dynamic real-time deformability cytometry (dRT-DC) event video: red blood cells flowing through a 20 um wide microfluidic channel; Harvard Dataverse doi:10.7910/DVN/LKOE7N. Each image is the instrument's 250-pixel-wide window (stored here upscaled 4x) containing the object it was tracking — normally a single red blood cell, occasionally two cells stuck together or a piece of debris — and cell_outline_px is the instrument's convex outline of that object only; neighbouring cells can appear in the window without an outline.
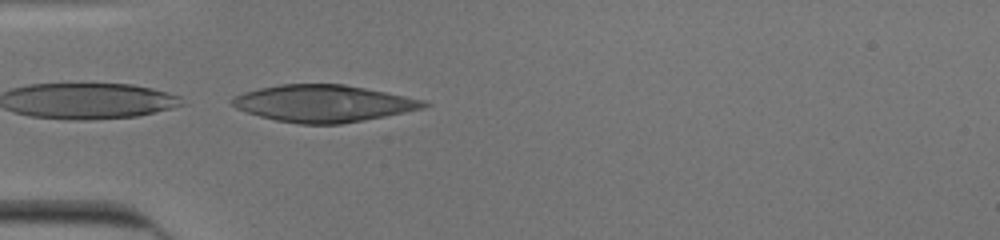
{"species": "human", "species_latin": "Homo sapiens", "temperature_condition": "cold", "stored_images_in_passage": 3, "camera_frame_rate_fps": 3000, "um_per_image_px": 0.085, "donor": {"sex": "male"}, "frame": {"image": 1, "passage_image": 3, "time_ms": 0.667, "image_size_px": [1000, 240], "cell_outline_px": [[432, 104], [424, 108], [364, 120], [340, 124], [300, 124], [276, 120], [260, 116], [236, 108], [232, 104], [232, 96], [244, 92], [260, 88], [280, 84], [344, 84], [424, 100]], "centroid_in_image_um": [27.48, 8.79], "position_along_channel_um": 57.5, "area_um2": 40.92}}